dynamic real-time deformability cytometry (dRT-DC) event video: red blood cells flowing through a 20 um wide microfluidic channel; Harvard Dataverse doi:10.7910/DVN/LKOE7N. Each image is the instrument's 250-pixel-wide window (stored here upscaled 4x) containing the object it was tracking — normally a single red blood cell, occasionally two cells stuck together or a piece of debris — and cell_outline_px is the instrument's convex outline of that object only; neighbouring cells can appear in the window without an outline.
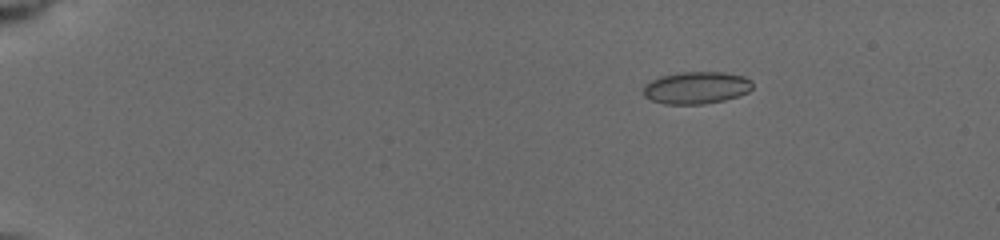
{"species": "common noctule bat (a hibernating species)", "species_latin": "Nyctalus noctula", "temperature_condition": "cold", "stored_images_in_passage": 72, "camera_frame_rate_fps": 3000, "um_per_image_px": 0.085, "animal": {"sex": "female", "body_mass_g": 19.5, "forearm_length_mm": 54.1}, "frame": {"image": 1, "passage_image": 4, "time_ms": 0.667, "image_size_px": [1000, 240], "cell_outline_px": [[752, 88], [748, 92], [724, 100], [704, 104], [664, 104], [652, 100], [644, 96], [644, 84], [660, 76], [680, 72], [724, 72], [744, 76], [752, 80]], "centroid_in_image_um": [59.19, 7.45], "position_along_channel_um": 25.8, "area_um2": 20.52}}
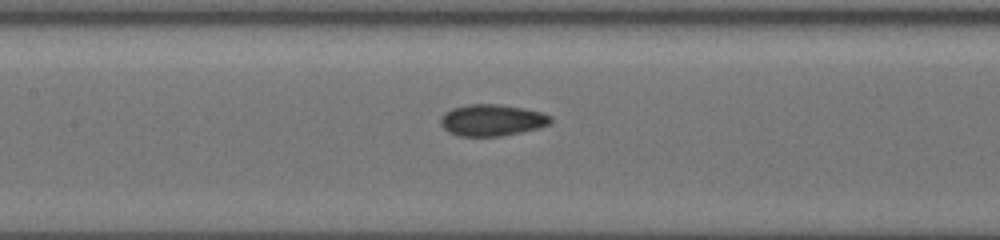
{"frame": {"image": 2, "passage_image": 34, "time_ms": 7.0, "image_size_px": [1000, 240], "cell_outline_px": [[552, 120], [548, 124], [536, 128], [520, 132], [500, 136], [460, 136], [448, 132], [440, 124], [440, 120], [444, 112], [452, 108], [468, 104], [500, 104], [524, 108], [540, 112], [552, 116]], "centroid_in_image_um": [41.78, 10.2], "position_along_channel_um": 165.6, "area_um2": 20.17}}
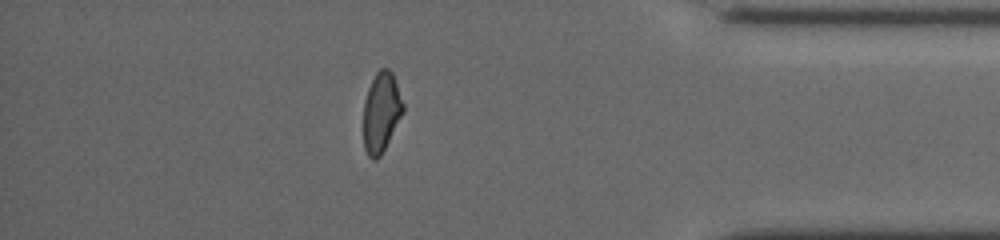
{"frame": {"image": 3, "passage_image": 63, "time_ms": 13.667, "image_size_px": [1000, 240], "cell_outline_px": [[404, 112], [380, 156], [376, 160], [372, 160], [368, 156], [364, 148], [364, 100], [368, 88], [376, 72], [380, 68], [388, 68], [392, 72], [404, 104]], "centroid_in_image_um": [32.41, 9.53], "position_along_channel_um": 402.8, "area_um2": 18.44}, "authors_computed_cell_mechanics": {"area_um2": 19.5942, "velocity_mm_per_s": 3.9355, "shape_relaxation_time_tau1_ms": 8.7388, "shape_relaxation_time_tau2_ms": 1.876, "deformation_change_tau1": 0.1576, "deformation_change_tau2": 0.0655}}